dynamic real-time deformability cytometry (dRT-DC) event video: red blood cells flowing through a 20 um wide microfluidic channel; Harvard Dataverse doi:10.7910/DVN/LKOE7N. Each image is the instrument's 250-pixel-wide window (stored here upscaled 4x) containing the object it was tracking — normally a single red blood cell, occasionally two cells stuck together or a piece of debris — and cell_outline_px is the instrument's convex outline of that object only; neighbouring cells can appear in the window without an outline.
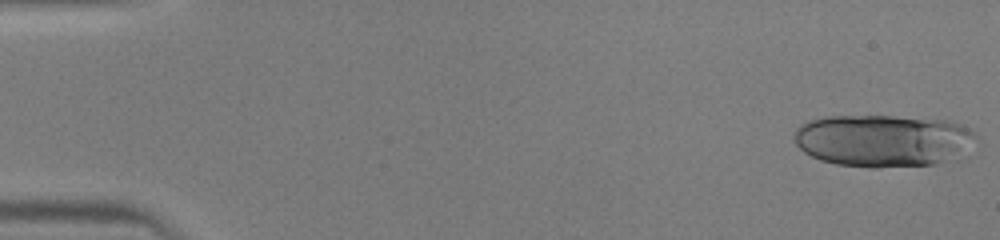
{"species": "human", "species_latin": "Homo sapiens", "temperature_condition": "warm", "stored_images_in_passage": 42, "segment_of_instrument_passage": [1, 2], "camera_frame_rate_fps": 3000, "um_per_image_px": 0.085, "donor": {"sex": "male"}, "frame": {"image": 1, "passage_image": 1, "time_ms": 0.0, "image_size_px": [1000, 240], "cell_outline_px": [[976, 136], [960, 160], [936, 164], [876, 168], [868, 168], [836, 164], [820, 160], [804, 152], [796, 144], [796, 128], [800, 124], [808, 120], [824, 116], [892, 116], [952, 120], [968, 128]], "centroid_in_image_um": [75.1, 11.96], "position_along_channel_um": 9.9, "area_um2": 56.12}}